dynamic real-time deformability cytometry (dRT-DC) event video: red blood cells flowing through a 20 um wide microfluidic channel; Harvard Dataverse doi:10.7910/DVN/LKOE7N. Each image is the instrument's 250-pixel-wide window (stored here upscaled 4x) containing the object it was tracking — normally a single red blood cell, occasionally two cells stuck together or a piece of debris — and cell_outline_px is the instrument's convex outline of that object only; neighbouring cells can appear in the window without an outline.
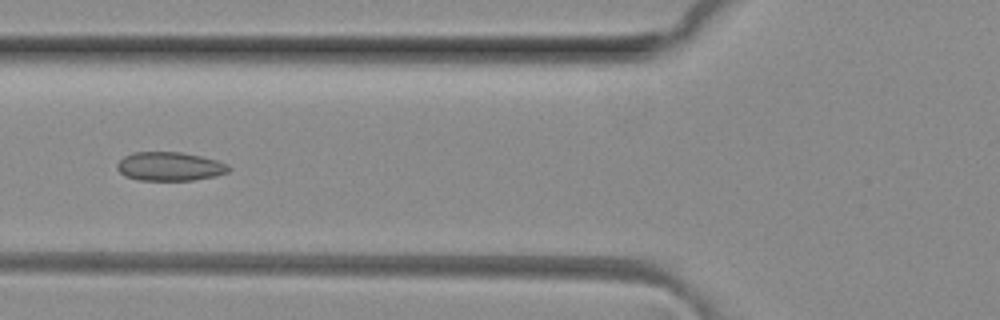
{"species": "common noctule bat (a hibernating species)", "species_latin": "Nyctalus noctula", "temperature_condition": "room temperature", "stored_images_in_passage": 6, "camera_frame_rate_fps": 3000, "um_per_image_px": 0.085, "animal": {"sex": "female", "body_mass_g": 29.2, "forearm_length_mm": 56.3}, "frame": {"image": 1, "passage_image": 6, "time_ms": 1.667, "image_size_px": [1000, 320], "cell_outline_px": [[232, 168], [228, 172], [216, 176], [192, 180], [140, 180], [124, 176], [116, 168], [116, 164], [124, 156], [132, 152], [180, 152], [200, 156], [216, 160], [228, 164]], "centroid_in_image_um": [14.42, 14.14], "position_along_channel_um": 111.4, "area_um2": 18.79}}